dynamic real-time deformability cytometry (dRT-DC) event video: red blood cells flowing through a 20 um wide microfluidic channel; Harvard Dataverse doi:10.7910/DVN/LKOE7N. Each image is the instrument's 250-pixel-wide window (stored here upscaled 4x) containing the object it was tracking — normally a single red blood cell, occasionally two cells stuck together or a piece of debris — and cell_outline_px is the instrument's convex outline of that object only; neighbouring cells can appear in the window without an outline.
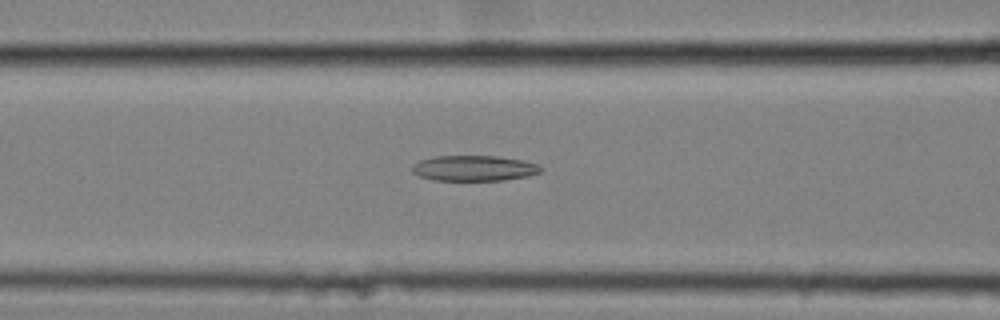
{"species": "common noctule bat (a hibernating species)", "species_latin": "Nyctalus noctula", "temperature_condition": "cold", "stored_images_in_passage": 58, "camera_frame_rate_fps": 3000, "um_per_image_px": 0.085, "animal": {"sex": "female", "body_mass_g": 25.1}, "frame": {"image": 1, "passage_image": 25, "time_ms": 8.0, "image_size_px": [1000, 320], "cell_outline_px": [[544, 168], [540, 172], [528, 176], [504, 180], [432, 180], [420, 176], [412, 172], [412, 164], [420, 160], [436, 156], [496, 156], [520, 160], [540, 164]], "centroid_in_image_um": [40.3, 14.3], "position_along_channel_um": 126.3, "area_um2": 19.13}}
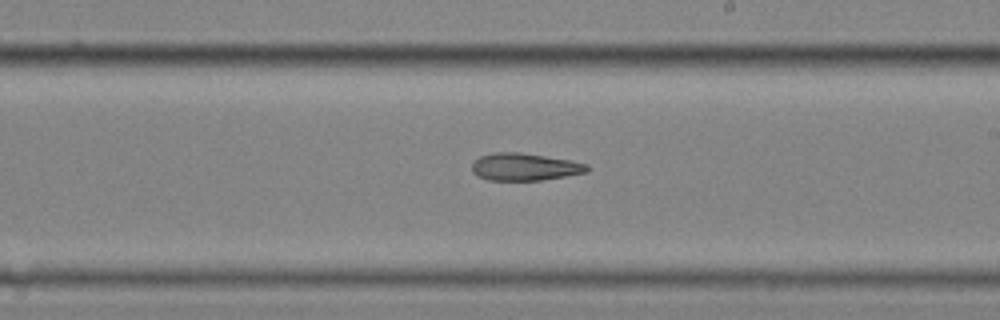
{"frame": {"image": 2, "passage_image": 35, "time_ms": 11.333, "image_size_px": [1000, 320], "cell_outline_px": [[588, 172], [540, 180], [488, 180], [476, 176], [472, 172], [472, 164], [480, 156], [492, 152], [520, 152], [568, 160], [588, 164]], "centroid_in_image_um": [44.55, 14.18], "position_along_channel_um": 244.4, "area_um2": 18.26}}
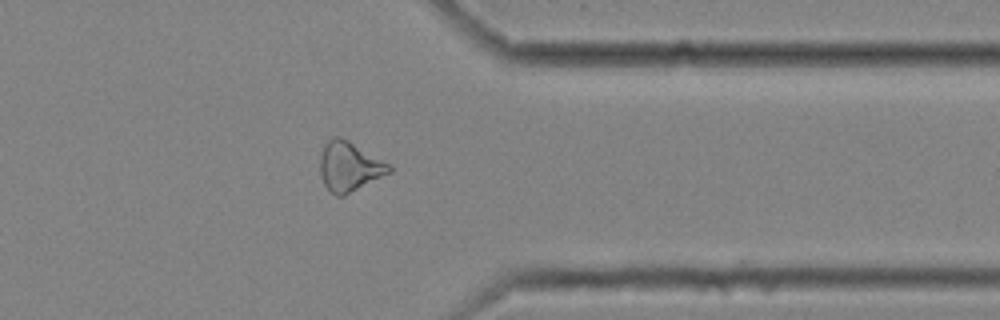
{"frame": {"image": 3, "passage_image": 47, "time_ms": 15.333, "image_size_px": [1000, 320], "cell_outline_px": [[392, 172], [344, 196], [336, 196], [324, 184], [320, 172], [320, 160], [324, 144], [328, 140], [336, 136], [340, 136], [348, 140], [392, 164]], "centroid_in_image_um": [29.73, 14.15], "position_along_channel_um": 381.7, "area_um2": 20.06}}